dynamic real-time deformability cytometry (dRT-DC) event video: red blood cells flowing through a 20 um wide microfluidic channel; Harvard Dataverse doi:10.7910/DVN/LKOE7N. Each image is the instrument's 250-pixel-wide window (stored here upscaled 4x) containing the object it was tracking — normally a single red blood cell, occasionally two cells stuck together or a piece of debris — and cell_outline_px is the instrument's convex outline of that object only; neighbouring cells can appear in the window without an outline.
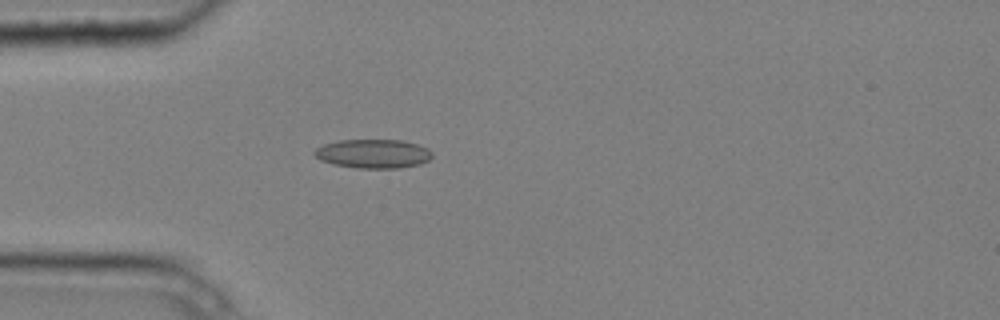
{"species": "common noctule bat (a hibernating species)", "species_latin": "Nyctalus noctula", "temperature_condition": "cold", "stored_images_in_passage": 3, "camera_frame_rate_fps": 3000, "um_per_image_px": 0.085, "animal": {"sex": "male", "body_mass_g": 20.4}, "frame": {"image": 1, "passage_image": 3, "time_ms": 0.667, "image_size_px": [1000, 320], "cell_outline_px": [[432, 156], [428, 160], [420, 164], [400, 168], [356, 168], [332, 164], [320, 160], [312, 152], [316, 148], [324, 144], [340, 140], [404, 140], [428, 148], [432, 152]], "centroid_in_image_um": [31.72, 13.07], "position_along_channel_um": 53.3, "area_um2": 19.94}}